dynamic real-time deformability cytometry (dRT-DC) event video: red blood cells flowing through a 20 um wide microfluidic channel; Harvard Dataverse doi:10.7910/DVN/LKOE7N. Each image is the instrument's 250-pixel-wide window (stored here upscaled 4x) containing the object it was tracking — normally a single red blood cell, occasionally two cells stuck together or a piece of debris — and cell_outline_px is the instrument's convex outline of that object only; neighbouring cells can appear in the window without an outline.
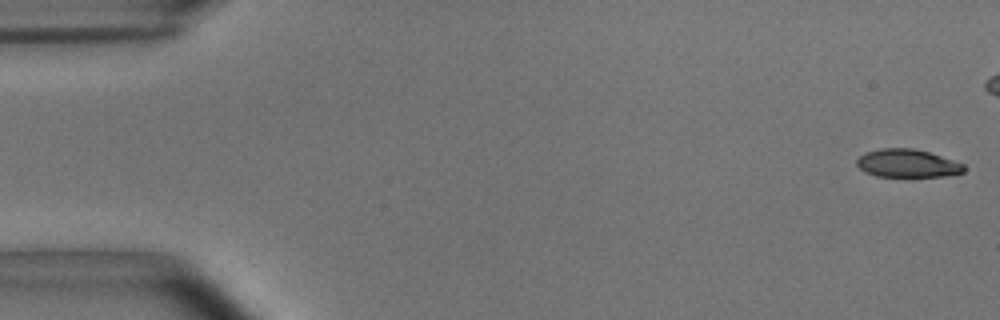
{"species": "common noctule bat (a hibernating species)", "species_latin": "Nyctalus noctula", "temperature_condition": "room temperature", "stored_images_in_passage": 44, "camera_frame_rate_fps": 3000, "um_per_image_px": 0.085, "animal": {"sex": "male", "body_mass_g": 15.6}, "frame": {"image": 1, "passage_image": 1, "time_ms": 0.0, "image_size_px": [1000, 320], "cell_outline_px": [[964, 172], [948, 176], [876, 176], [864, 172], [856, 164], [856, 160], [860, 156], [868, 152], [880, 148], [912, 148], [928, 152], [964, 164]], "centroid_in_image_um": [77.11, 13.89], "position_along_channel_um": 7.9, "area_um2": 17.34}}
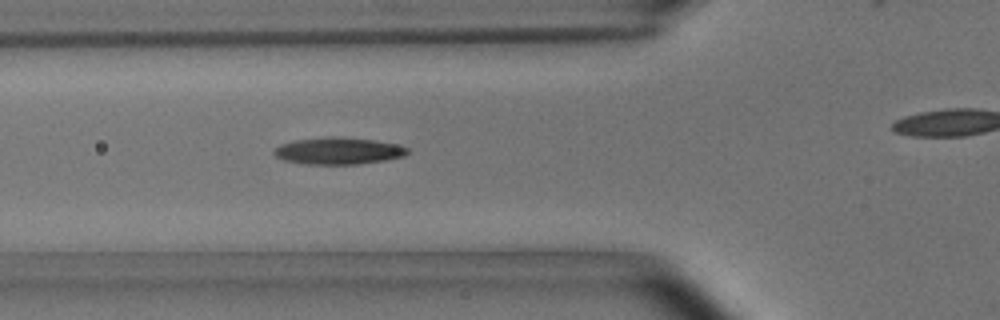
{"frame": {"image": 2, "passage_image": 19, "time_ms": 6.0, "image_size_px": [1000, 320], "cell_outline_px": [[408, 152], [404, 156], [384, 160], [356, 164], [304, 164], [284, 160], [276, 156], [272, 152], [280, 144], [296, 140], [328, 136], [340, 136], [372, 140], [396, 144], [408, 148]], "centroid_in_image_um": [28.73, 12.82], "position_along_channel_um": 97.1, "area_um2": 20.81}}